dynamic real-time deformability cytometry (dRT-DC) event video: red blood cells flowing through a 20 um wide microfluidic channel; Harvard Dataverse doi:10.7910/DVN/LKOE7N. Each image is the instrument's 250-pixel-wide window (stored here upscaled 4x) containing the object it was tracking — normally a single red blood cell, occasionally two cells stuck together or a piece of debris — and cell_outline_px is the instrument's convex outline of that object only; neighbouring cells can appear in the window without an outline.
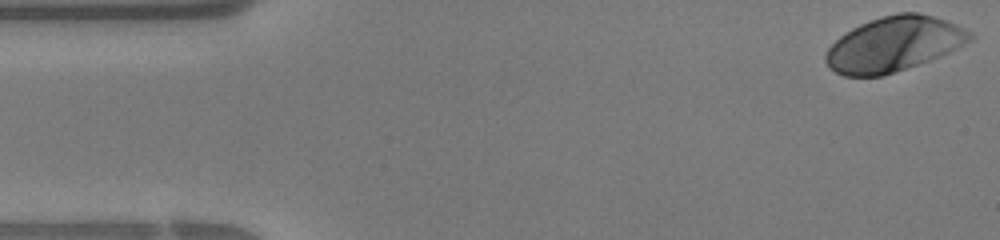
{"species": "human", "species_latin": "Homo sapiens", "temperature_condition": "warm", "stored_images_in_passage": 39, "camera_frame_rate_fps": 3000, "um_per_image_px": 0.085, "donor": {"sex": "female"}, "frame": {"image": 1, "passage_image": 1, "time_ms": 0.0, "image_size_px": [1000, 240], "cell_outline_px": [[976, 36], [972, 40], [940, 56], [880, 76], [844, 76], [828, 68], [824, 60], [824, 56], [828, 48], [840, 36], [852, 28], [860, 24], [880, 16], [896, 12], [916, 12], [932, 16], [956, 24], [972, 32]], "centroid_in_image_um": [75.96, 3.73], "position_along_channel_um": 9.0, "area_um2": 45.78}}
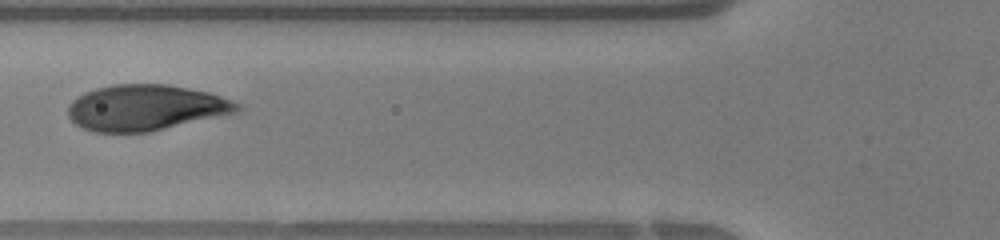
{"frame": {"image": 2, "passage_image": 14, "time_ms": 4.333, "image_size_px": [1000, 240], "cell_outline_px": [[240, 108], [236, 112], [148, 132], [92, 132], [76, 124], [68, 116], [68, 104], [72, 100], [96, 88], [112, 84], [168, 84], [208, 92], [232, 100], [240, 104]], "centroid_in_image_um": [12.35, 9.14], "position_along_channel_um": 113.4, "area_um2": 44.74}}
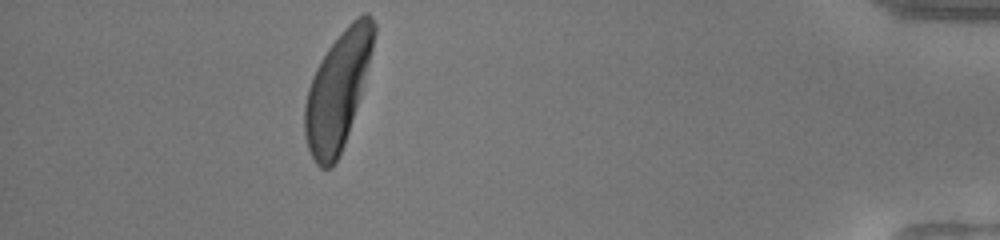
{"frame": {"image": 3, "passage_image": 35, "time_ms": 11.333, "image_size_px": [1000, 240], "cell_outline_px": [[376, 32], [360, 96], [340, 156], [332, 168], [320, 168], [316, 164], [308, 148], [304, 136], [304, 104], [308, 88], [312, 76], [320, 60], [328, 48], [344, 28], [352, 20], [364, 12], [368, 12], [372, 16], [376, 24]], "centroid_in_image_um": [28.69, 7.68], "position_along_channel_um": 406.5, "area_um2": 46.76}}